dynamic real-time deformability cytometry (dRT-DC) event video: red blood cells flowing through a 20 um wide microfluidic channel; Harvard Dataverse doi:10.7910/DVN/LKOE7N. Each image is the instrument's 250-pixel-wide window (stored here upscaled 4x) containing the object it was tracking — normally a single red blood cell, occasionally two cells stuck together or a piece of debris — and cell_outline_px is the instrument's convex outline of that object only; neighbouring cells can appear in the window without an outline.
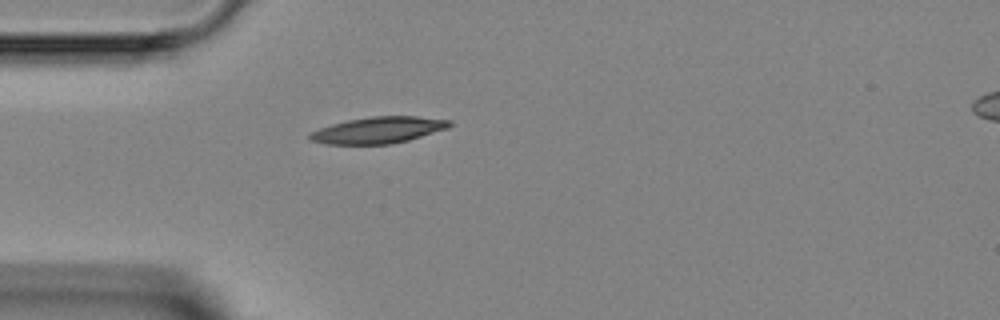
{"species": "Egyptian fruit bat (a non-hibernating species)", "species_latin": "Rousettus aegyptiacus", "temperature_condition": "room temperature", "stored_images_in_passage": 4, "camera_frame_rate_fps": 3000, "um_per_image_px": 0.085, "animal": {"sex": "female"}, "frame": {"image": 1, "passage_image": 4, "time_ms": 3.333, "image_size_px": [1000, 320], "cell_outline_px": [[452, 124], [448, 128], [408, 140], [388, 144], [324, 144], [308, 140], [308, 136], [312, 132], [320, 128], [332, 124], [348, 120], [372, 116], [416, 116], [452, 120]], "centroid_in_image_um": [32.16, 11.05], "position_along_channel_um": 52.8, "area_um2": 21.44}}